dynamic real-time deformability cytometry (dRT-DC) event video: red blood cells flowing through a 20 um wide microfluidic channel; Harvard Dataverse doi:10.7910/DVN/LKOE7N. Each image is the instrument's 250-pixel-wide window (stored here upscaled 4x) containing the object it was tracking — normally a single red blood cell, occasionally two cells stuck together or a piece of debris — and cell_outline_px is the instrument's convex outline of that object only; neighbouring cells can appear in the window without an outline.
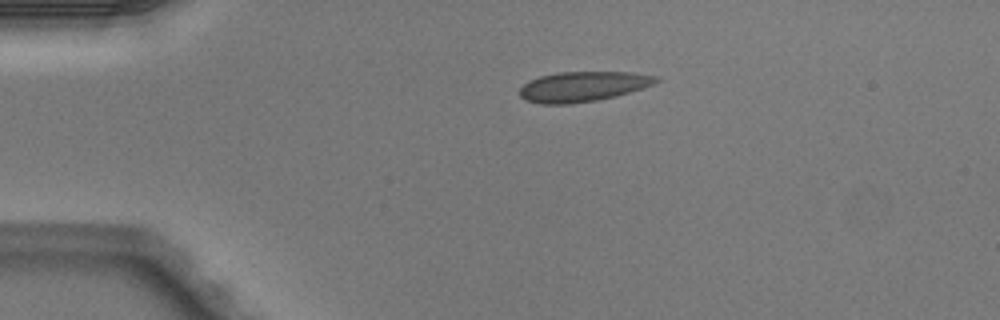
{"species": "Egyptian fruit bat (a non-hibernating species)", "species_latin": "Rousettus aegyptiacus", "temperature_condition": "warm", "stored_images_in_passage": 2, "camera_frame_rate_fps": 3000, "um_per_image_px": 0.085, "animal": {"sex": "male"}, "frame": {"image": 1, "passage_image": 1, "time_ms": 0.0, "image_size_px": [1000, 320], "cell_outline_px": [[660, 80], [652, 84], [616, 96], [596, 100], [572, 104], [540, 104], [524, 100], [520, 96], [520, 88], [528, 80], [540, 76], [556, 72], [632, 72], [660, 76]], "centroid_in_image_um": [49.51, 7.35], "position_along_channel_um": 35.5, "area_um2": 23.99}}